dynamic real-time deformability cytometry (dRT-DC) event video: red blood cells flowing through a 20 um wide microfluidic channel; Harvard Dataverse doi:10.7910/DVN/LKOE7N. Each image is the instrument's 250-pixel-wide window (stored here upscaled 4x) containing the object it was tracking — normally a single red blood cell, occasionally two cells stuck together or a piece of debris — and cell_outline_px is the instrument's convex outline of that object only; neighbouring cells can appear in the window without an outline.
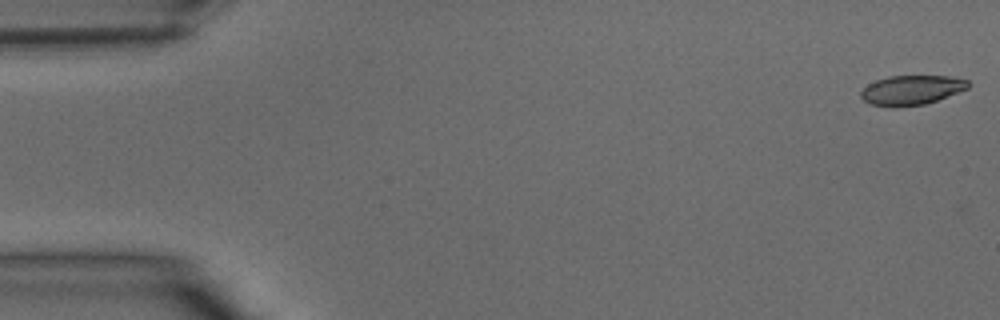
{"species": "common noctule bat (a hibernating species)", "species_latin": "Nyctalus noctula", "temperature_condition": "warm", "stored_images_in_passage": 8, "camera_frame_rate_fps": 3000, "um_per_image_px": 0.085, "animal": {"sex": "male", "body_mass_g": 15.6}, "frame": {"image": 1, "passage_image": 1, "time_ms": 0.0, "image_size_px": [1000, 320], "cell_outline_px": [[968, 88], [936, 100], [924, 104], [868, 104], [860, 96], [860, 92], [868, 84], [876, 80], [888, 76], [948, 76], [968, 80]], "centroid_in_image_um": [77.48, 7.61], "position_along_channel_um": 7.5, "area_um2": 17.63}}